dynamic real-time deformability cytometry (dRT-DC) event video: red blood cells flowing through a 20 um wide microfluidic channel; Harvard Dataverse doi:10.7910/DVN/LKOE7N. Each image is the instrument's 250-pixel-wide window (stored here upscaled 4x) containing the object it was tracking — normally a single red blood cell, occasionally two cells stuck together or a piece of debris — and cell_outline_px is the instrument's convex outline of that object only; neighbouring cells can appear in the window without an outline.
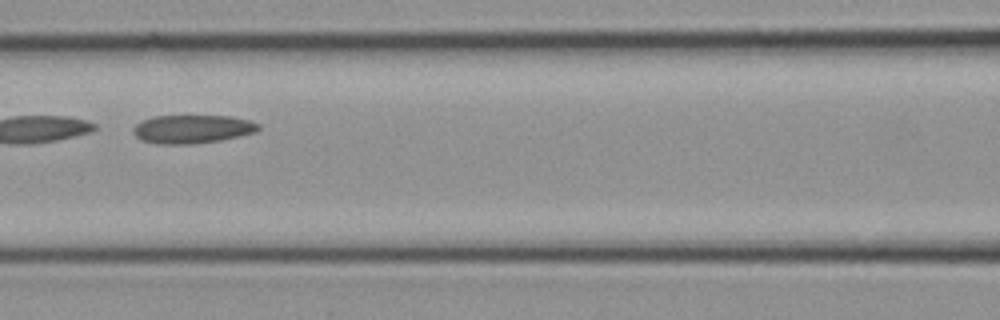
{"species": "common noctule bat (a hibernating species)", "species_latin": "Nyctalus noctula", "temperature_condition": "cold", "stored_images_in_passage": 20, "camera_frame_rate_fps": 3000, "um_per_image_px": 0.085, "animal": {"sex": "female", "body_mass_g": 21.9}, "frame": {"image": 1, "passage_image": 4, "time_ms": 1.0, "image_size_px": [1000, 320], "cell_outline_px": [[260, 128], [256, 132], [240, 136], [220, 140], [192, 144], [156, 144], [140, 140], [132, 132], [132, 128], [140, 120], [152, 116], [232, 116], [248, 120], [260, 124]], "centroid_in_image_um": [16.31, 10.97], "position_along_channel_um": 150.3, "area_um2": 20.98}}
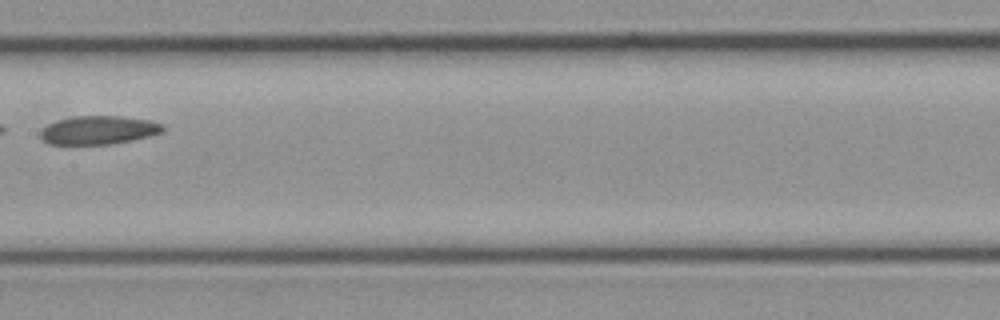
{"frame": {"image": 2, "passage_image": 6, "time_ms": 1.667, "image_size_px": [1000, 320], "cell_outline_px": [[164, 132], [132, 140], [112, 144], [48, 144], [40, 136], [40, 132], [48, 124], [56, 120], [72, 116], [120, 116], [148, 120], [164, 124]], "centroid_in_image_um": [8.38, 11.05], "position_along_channel_um": 199.0, "area_um2": 20.35}}
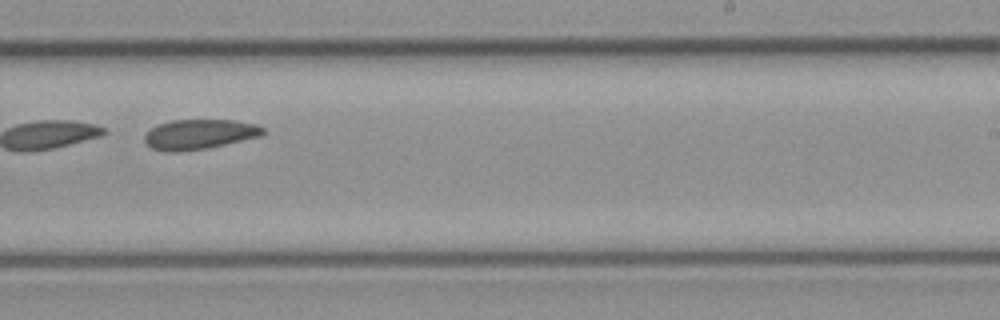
{"frame": {"image": 3, "passage_image": 9, "time_ms": 2.667, "image_size_px": [1000, 320], "cell_outline_px": [[268, 132], [260, 136], [208, 148], [180, 152], [164, 152], [152, 148], [144, 144], [144, 136], [152, 128], [160, 124], [172, 120], [232, 120], [256, 124], [264, 128]], "centroid_in_image_um": [16.94, 11.43], "position_along_channel_um": 272.1, "area_um2": 20.75}}